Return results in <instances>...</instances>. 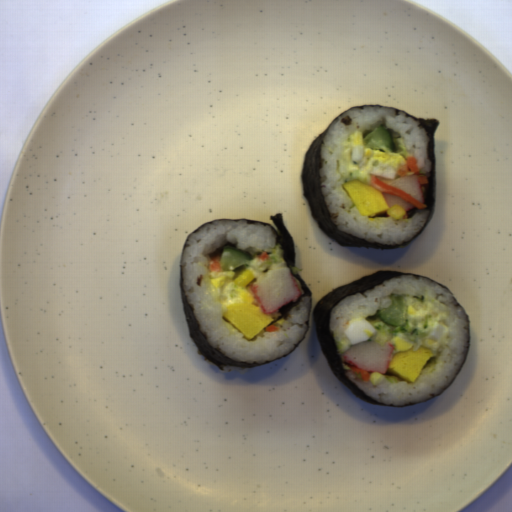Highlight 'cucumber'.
<instances>
[{
    "label": "cucumber",
    "mask_w": 512,
    "mask_h": 512,
    "mask_svg": "<svg viewBox=\"0 0 512 512\" xmlns=\"http://www.w3.org/2000/svg\"><path fill=\"white\" fill-rule=\"evenodd\" d=\"M391 301V304L387 308H381L376 311V316L379 317L386 324H389L393 327H397L400 325L402 320L406 316V306L405 301L401 296L390 294L388 295Z\"/></svg>",
    "instance_id": "8b760119"
},
{
    "label": "cucumber",
    "mask_w": 512,
    "mask_h": 512,
    "mask_svg": "<svg viewBox=\"0 0 512 512\" xmlns=\"http://www.w3.org/2000/svg\"><path fill=\"white\" fill-rule=\"evenodd\" d=\"M363 147L376 151L381 147H386L388 153H394L397 150L396 144L384 123H380L378 127L365 136Z\"/></svg>",
    "instance_id": "586b57bf"
},
{
    "label": "cucumber",
    "mask_w": 512,
    "mask_h": 512,
    "mask_svg": "<svg viewBox=\"0 0 512 512\" xmlns=\"http://www.w3.org/2000/svg\"><path fill=\"white\" fill-rule=\"evenodd\" d=\"M251 257L239 251L234 246L225 245L220 256V268L222 271H237L246 268Z\"/></svg>",
    "instance_id": "888e309b"
}]
</instances>
